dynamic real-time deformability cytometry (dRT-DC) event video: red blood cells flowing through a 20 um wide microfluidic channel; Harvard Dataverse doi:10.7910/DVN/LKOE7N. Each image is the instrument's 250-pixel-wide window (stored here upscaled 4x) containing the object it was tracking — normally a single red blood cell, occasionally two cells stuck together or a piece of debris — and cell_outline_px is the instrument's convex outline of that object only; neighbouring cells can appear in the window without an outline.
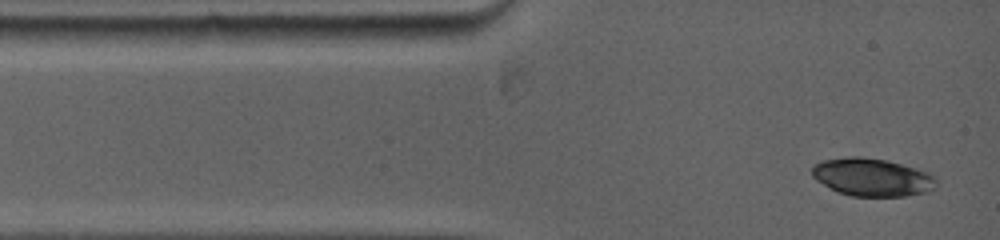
{"species": "common noctule bat (a hibernating species)", "species_latin": "Nyctalus noctula", "temperature_condition": "warm", "stored_images_in_passage": 29, "camera_frame_rate_fps": 5000, "um_per_image_px": 0.085, "animal": {"sex": "female", "body_mass_g": 19.0, "forearm_length_mm": 53.3}, "frame": {"image": 1, "passage_image": 1, "time_ms": 0.0, "image_size_px": [1000, 240], "cell_outline_px": [[936, 188], [928, 192], [904, 196], [852, 196], [836, 192], [816, 180], [812, 176], [812, 168], [816, 164], [824, 160], [852, 156], [860, 156], [884, 160], [916, 168], [928, 172], [936, 176]], "centroid_in_image_um": [74.15, 15.08], "position_along_channel_um": 10.9, "area_um2": 27.46}}
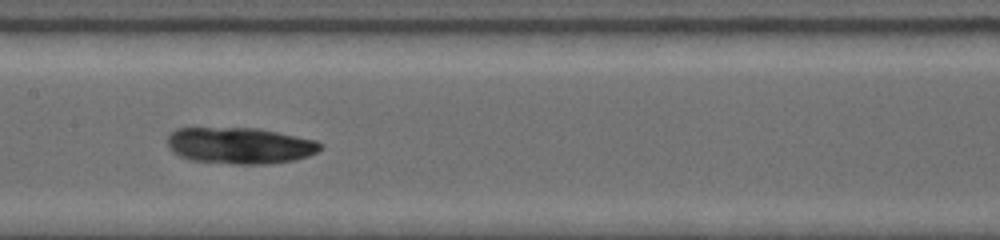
{"frame": {"image": 2, "passage_image": 13, "time_ms": 5.4, "image_size_px": [1000, 240], "cell_outline_px": [[320, 148], [316, 152], [308, 156], [292, 160], [268, 164], [232, 164], [188, 160], [172, 152], [168, 148], [168, 136], [172, 132], [180, 128], [256, 128], [316, 140], [320, 144]], "centroid_in_image_um": [20.34, 12.38], "position_along_channel_um": 187.1, "area_um2": 32.25}}
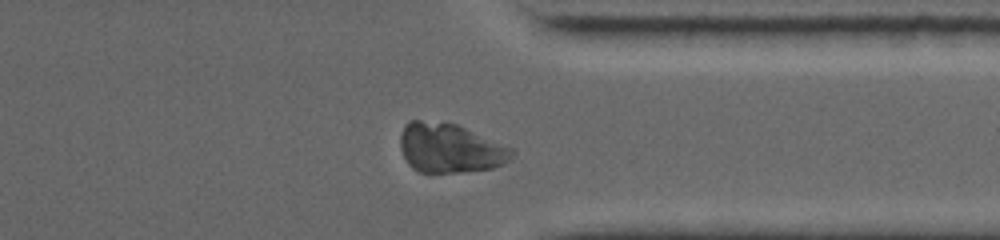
{"frame": {"image": 3, "passage_image": 24, "time_ms": 10.2, "image_size_px": [1000, 240], "cell_outline_px": [[516, 152], [504, 164], [492, 168], [456, 172], [420, 172], [412, 168], [408, 164], [400, 148], [400, 132], [404, 124], [408, 120], [420, 120], [456, 124], [512, 148]], "centroid_in_image_um": [38.21, 12.58], "position_along_channel_um": 373.2, "area_um2": 31.96}}